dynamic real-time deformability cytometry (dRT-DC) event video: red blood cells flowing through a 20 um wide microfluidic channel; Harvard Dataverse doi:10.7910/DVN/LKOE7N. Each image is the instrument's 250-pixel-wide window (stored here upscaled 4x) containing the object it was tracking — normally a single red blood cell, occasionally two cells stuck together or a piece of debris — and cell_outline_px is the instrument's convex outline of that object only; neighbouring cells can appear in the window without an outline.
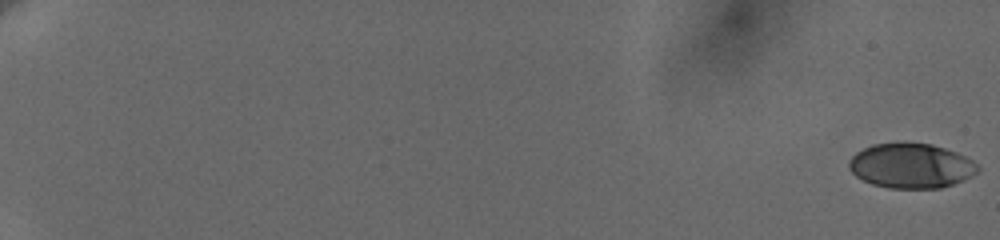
{"species": "human", "species_latin": "Homo sapiens", "temperature_condition": "cold", "stored_images_in_passage": 20, "camera_frame_rate_fps": 3000, "um_per_image_px": 0.085, "donor": {"sex": "female"}, "frame": {"image": 1, "passage_image": 1, "time_ms": 0.0, "image_size_px": [1000, 240], "cell_outline_px": [[980, 168], [972, 176], [964, 180], [940, 188], [888, 188], [872, 184], [856, 176], [848, 168], [848, 160], [856, 152], [872, 144], [932, 144], [956, 152], [972, 160]], "centroid_in_image_um": [77.43, 14.11], "position_along_channel_um": 7.6, "area_um2": 33.29}}
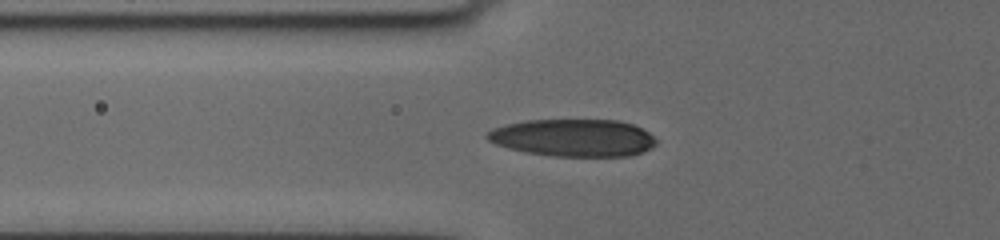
{"frame": {"image": 2, "passage_image": 17, "time_ms": 8.333, "image_size_px": [1000, 240], "cell_outline_px": [[656, 144], [652, 148], [628, 156], [552, 156], [528, 152], [508, 148], [496, 144], [488, 140], [484, 136], [492, 128], [524, 120], [616, 120], [632, 124], [648, 132], [656, 140]], "centroid_in_image_um": [48.71, 11.71], "position_along_channel_um": 77.1, "area_um2": 36.65}}
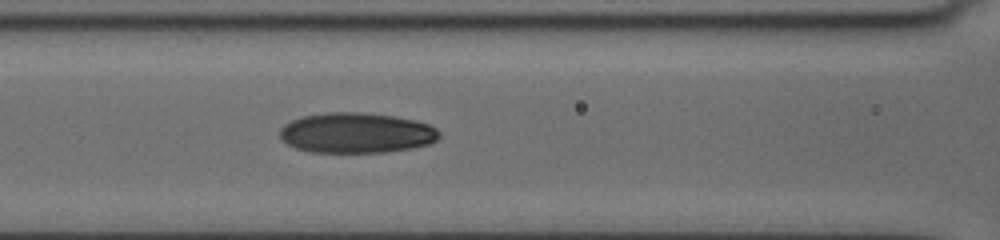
{"frame": {"image": 3, "passage_image": 20, "time_ms": 10.0, "image_size_px": [1000, 240], "cell_outline_px": [[440, 136], [436, 140], [428, 144], [412, 148], [384, 152], [312, 152], [296, 148], [288, 144], [280, 136], [280, 128], [284, 124], [292, 120], [304, 116], [328, 112], [360, 112], [392, 116], [416, 120], [428, 124], [436, 128], [440, 132]], "centroid_in_image_um": [30.3, 11.29], "position_along_channel_um": 136.3, "area_um2": 37.34}}